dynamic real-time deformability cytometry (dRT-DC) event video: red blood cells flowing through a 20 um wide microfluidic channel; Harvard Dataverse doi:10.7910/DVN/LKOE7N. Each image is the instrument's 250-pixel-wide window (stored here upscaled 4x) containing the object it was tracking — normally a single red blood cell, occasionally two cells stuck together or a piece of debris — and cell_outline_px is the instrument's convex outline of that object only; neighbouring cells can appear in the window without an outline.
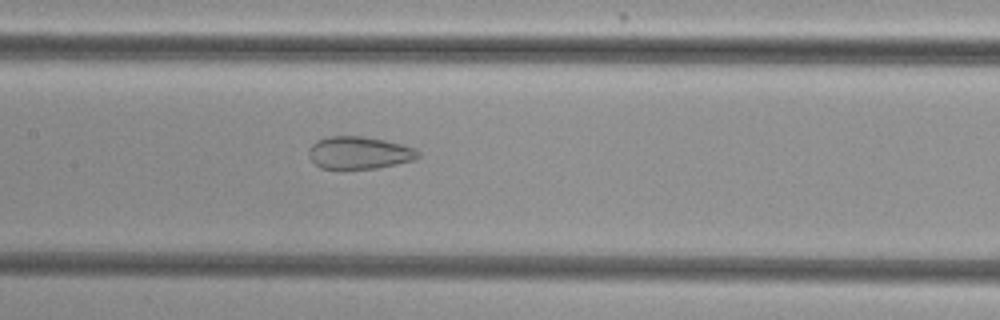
{"species": "common noctule bat (a hibernating species)", "species_latin": "Nyctalus noctula", "temperature_condition": "cold", "stored_images_in_passage": 54, "camera_frame_rate_fps": 3000, "um_per_image_px": 0.085, "animal": {"sex": "female", "body_mass_g": 29.2, "forearm_length_mm": 56.3}, "frame": {"image": 1, "passage_image": 27, "time_ms": 8.667, "image_size_px": [1000, 320], "cell_outline_px": [[420, 156], [416, 160], [380, 168], [320, 168], [308, 156], [308, 148], [316, 140], [328, 136], [360, 136], [384, 140], [416, 148], [420, 152]], "centroid_in_image_um": [30.55, 12.98], "position_along_channel_um": 176.9, "area_um2": 20.81}}
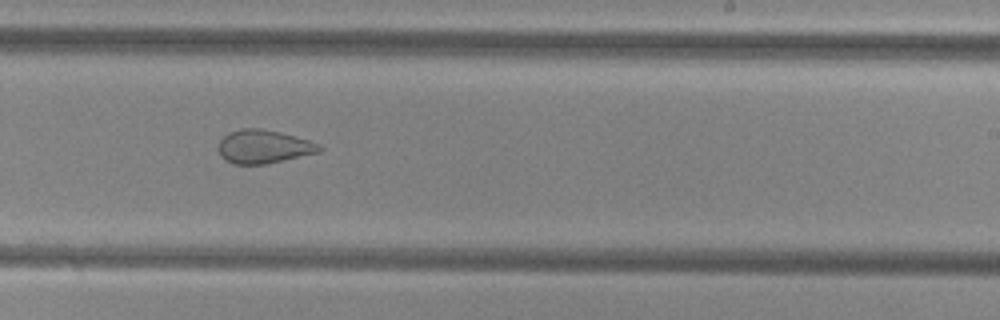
{"frame": {"image": 2, "passage_image": 34, "time_ms": 11.0, "image_size_px": [1000, 320], "cell_outline_px": [[324, 148], [320, 152], [284, 160], [264, 164], [232, 164], [224, 160], [220, 156], [220, 140], [228, 132], [240, 128], [264, 128], [280, 132], [308, 140], [320, 144]], "centroid_in_image_um": [22.41, 12.46], "position_along_channel_um": 266.6, "area_um2": 19.77}}
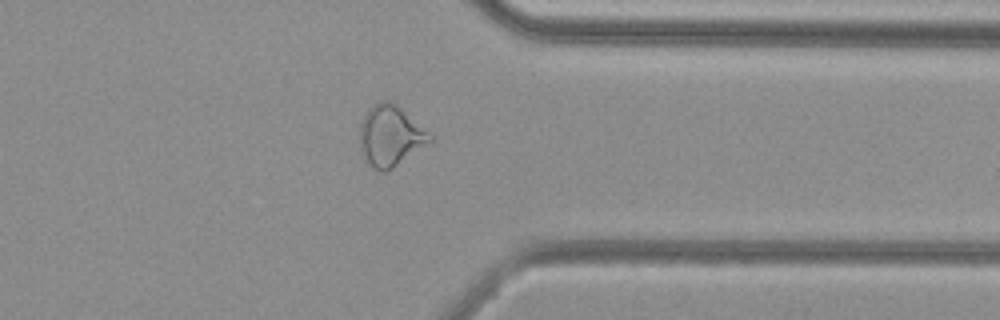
{"frame": {"image": 3, "passage_image": 43, "time_ms": 14.0, "image_size_px": [1000, 320], "cell_outline_px": [[432, 140], [392, 168], [384, 172], [380, 172], [360, 156], [360, 124], [368, 108], [380, 100], [392, 100], [428, 132], [432, 136]], "centroid_in_image_um": [33.13, 11.53], "position_along_channel_um": 378.3, "area_um2": 24.57}, "authors_computed_cell_mechanics": {"area_um2": 26.4724, "velocity_mm_per_s": 3.8554, "shape_relaxation_time_tau1_ms": null, "shape_relaxation_time_tau2_ms": 1.5347, "deformation_change_tau1": null, "deformation_change_tau2": 0.0843}}